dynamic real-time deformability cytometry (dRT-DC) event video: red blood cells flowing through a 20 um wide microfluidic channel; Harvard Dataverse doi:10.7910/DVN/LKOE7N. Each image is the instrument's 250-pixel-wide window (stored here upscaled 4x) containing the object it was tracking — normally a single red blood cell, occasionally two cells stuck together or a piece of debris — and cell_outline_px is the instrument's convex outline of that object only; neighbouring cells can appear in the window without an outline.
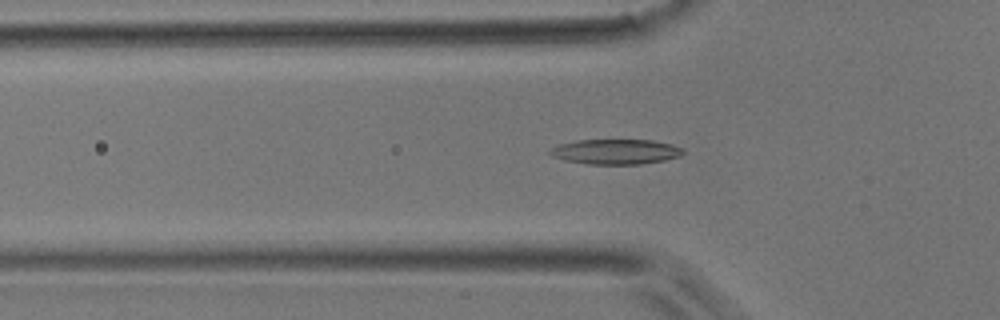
{"species": "common noctule bat (a hibernating species)", "species_latin": "Nyctalus noctula", "temperature_condition": "room temperature", "stored_images_in_passage": 44, "camera_frame_rate_fps": 3000, "um_per_image_px": 0.085, "animal": {"sex": "male", "body_mass_g": 17.9}, "frame": {"image": 1, "passage_image": 14, "time_ms": 4.333, "image_size_px": [1000, 320], "cell_outline_px": [[684, 152], [680, 156], [664, 160], [640, 164], [584, 164], [564, 160], [552, 156], [548, 152], [556, 144], [576, 140], [652, 140], [672, 144], [684, 148]], "centroid_in_image_um": [52.31, 12.89], "position_along_channel_um": 73.5, "area_um2": 19.59}}
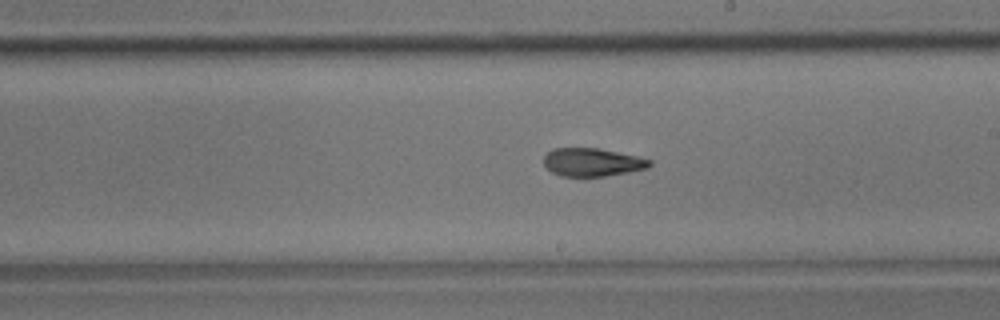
{"frame": {"image": 2, "passage_image": 25, "time_ms": 8.0, "image_size_px": [1000, 320], "cell_outline_px": [[652, 164], [648, 168], [628, 172], [604, 176], [560, 176], [552, 172], [544, 164], [544, 156], [552, 148], [600, 148], [636, 156], [652, 160]], "centroid_in_image_um": [50.35, 13.78], "position_along_channel_um": 238.7, "area_um2": 17.34}}
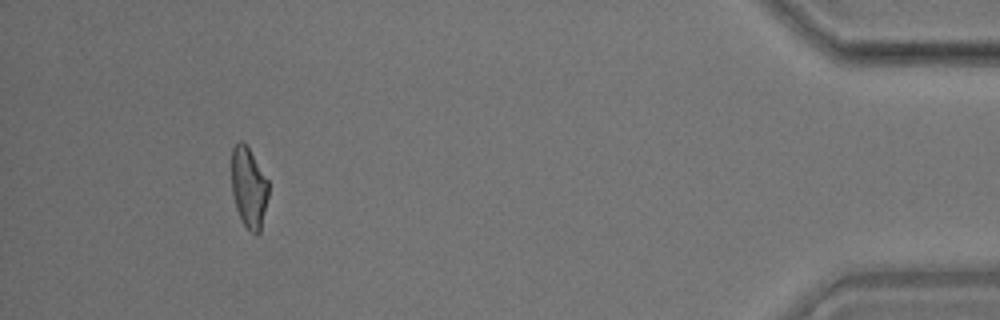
{"frame": {"image": 3, "passage_image": 41, "time_ms": 13.333, "image_size_px": [1000, 320], "cell_outline_px": [[268, 196], [260, 232], [256, 236], [240, 220], [236, 208], [232, 192], [232, 148], [240, 140], [248, 148], [268, 180]], "centroid_in_image_um": [21.14, 15.98], "position_along_channel_um": 414.1, "area_um2": 17.11}}